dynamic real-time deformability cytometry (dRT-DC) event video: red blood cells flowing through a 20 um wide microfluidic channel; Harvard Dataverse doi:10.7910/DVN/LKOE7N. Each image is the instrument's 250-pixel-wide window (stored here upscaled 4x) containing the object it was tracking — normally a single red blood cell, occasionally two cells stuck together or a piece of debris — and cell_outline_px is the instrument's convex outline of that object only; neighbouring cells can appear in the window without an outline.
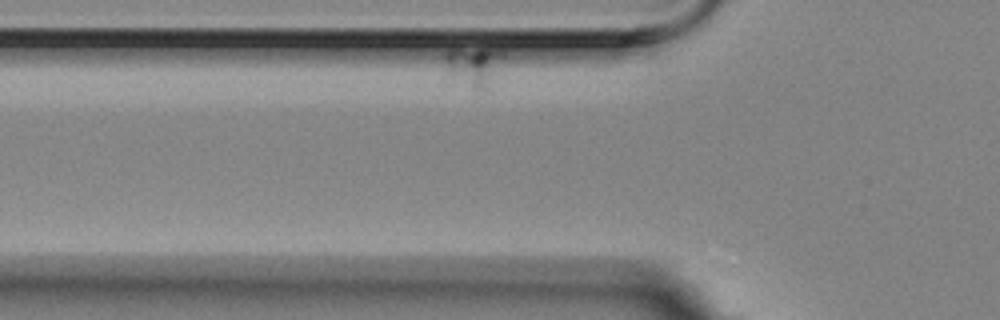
{"species": "Egyptian fruit bat (a non-hibernating species)", "species_latin": "Rousettus aegyptiacus", "temperature_condition": "room temperature", "stored_images_in_passage": 7, "camera_frame_rate_fps": 3000, "um_per_image_px": 0.085, "animal": {"sex": "female"}, "frame": {"image": 1, "passage_image": 2, "time_ms": 0.333, "image_size_px": [1000, 320], "cell_outline_px": [[504, 56], [484, 88], [472, 88], [448, 72], [444, 60], [444, 52], [448, 48], [500, 48], [504, 52]], "centroid_in_image_um": [40.22, 5.48], "position_along_channel_um": 85.6, "area_um2": 12.89}}
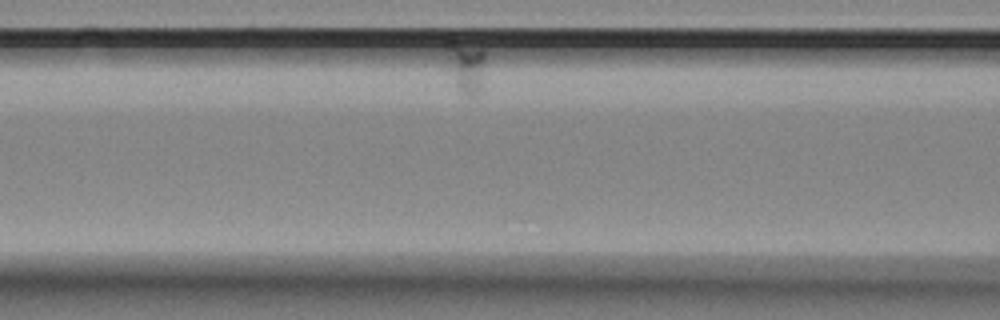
{"frame": {"image": 2, "passage_image": 5, "time_ms": 1.333, "image_size_px": [1000, 320], "cell_outline_px": [[484, 60], [480, 92], [468, 96], [456, 84], [448, 68], [444, 40], [456, 40], [480, 48], [484, 52]], "centroid_in_image_um": [39.55, 5.56], "position_along_channel_um": 127.0, "area_um2": 11.56}}